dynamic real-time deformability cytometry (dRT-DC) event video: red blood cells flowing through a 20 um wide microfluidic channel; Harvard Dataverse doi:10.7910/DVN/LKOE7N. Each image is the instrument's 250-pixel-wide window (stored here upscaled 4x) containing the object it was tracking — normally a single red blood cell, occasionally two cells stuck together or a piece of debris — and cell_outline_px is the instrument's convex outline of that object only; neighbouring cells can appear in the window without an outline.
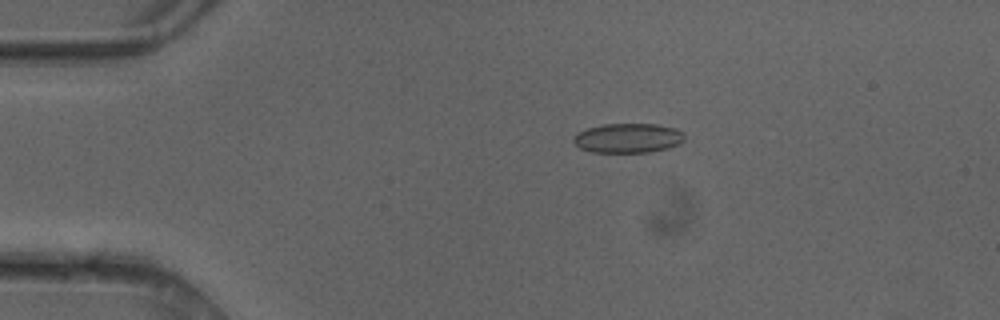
{"species": "common noctule bat (a hibernating species)", "species_latin": "Nyctalus noctula", "temperature_condition": "cold", "stored_images_in_passage": 5, "camera_frame_rate_fps": 3000, "um_per_image_px": 0.085, "animal": {"sex": "female"}, "frame": {"image": 1, "passage_image": 3, "time_ms": 0.667, "image_size_px": [1000, 320], "cell_outline_px": [[684, 140], [680, 144], [668, 148], [648, 152], [592, 152], [580, 148], [572, 140], [572, 136], [576, 132], [588, 128], [604, 124], [656, 124], [676, 128], [684, 132]], "centroid_in_image_um": [53.38, 11.73], "position_along_channel_um": 31.6, "area_um2": 19.25}}
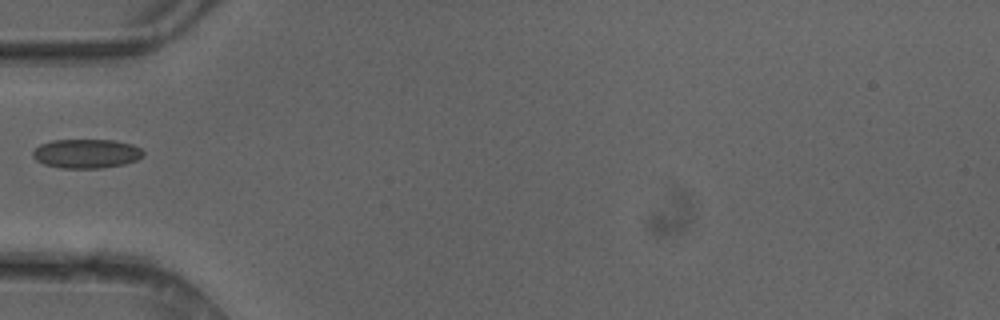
{"frame": {"image": 2, "passage_image": 5, "time_ms": 1.333, "image_size_px": [1000, 320], "cell_outline_px": [[144, 156], [136, 160], [124, 164], [100, 168], [60, 168], [44, 164], [36, 160], [32, 156], [32, 152], [40, 144], [52, 140], [116, 140], [132, 144], [140, 148], [144, 152]], "centroid_in_image_um": [7.34, 13.05], "position_along_channel_um": 77.7, "area_um2": 18.84}}